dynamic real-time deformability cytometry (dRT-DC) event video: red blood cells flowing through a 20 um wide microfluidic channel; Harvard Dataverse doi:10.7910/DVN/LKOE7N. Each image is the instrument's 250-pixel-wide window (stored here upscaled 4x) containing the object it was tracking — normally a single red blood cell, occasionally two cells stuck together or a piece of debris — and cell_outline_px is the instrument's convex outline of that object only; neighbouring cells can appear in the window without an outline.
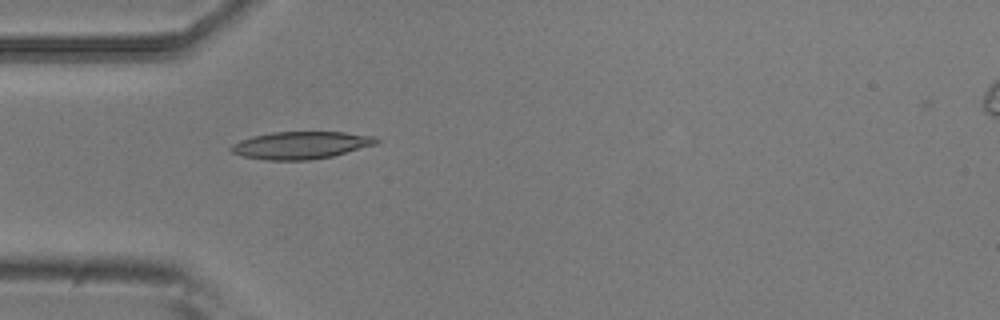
{"species": "common noctule bat (a hibernating species)", "species_latin": "Nyctalus noctula", "temperature_condition": "room temperature", "stored_images_in_passage": 3, "camera_frame_rate_fps": 3000, "um_per_image_px": 0.085, "animal": {"sex": "male", "body_mass_g": 20.5, "forearm_length_mm": 52.5}, "frame": {"image": 1, "passage_image": 2, "time_ms": 0.333, "image_size_px": [1000, 320], "cell_outline_px": [[380, 140], [376, 144], [332, 156], [312, 160], [264, 160], [240, 156], [232, 152], [228, 148], [232, 144], [240, 140], [252, 136], [272, 132], [344, 132], [376, 136]], "centroid_in_image_um": [25.54, 12.34], "position_along_channel_um": 59.5, "area_um2": 23.35}}